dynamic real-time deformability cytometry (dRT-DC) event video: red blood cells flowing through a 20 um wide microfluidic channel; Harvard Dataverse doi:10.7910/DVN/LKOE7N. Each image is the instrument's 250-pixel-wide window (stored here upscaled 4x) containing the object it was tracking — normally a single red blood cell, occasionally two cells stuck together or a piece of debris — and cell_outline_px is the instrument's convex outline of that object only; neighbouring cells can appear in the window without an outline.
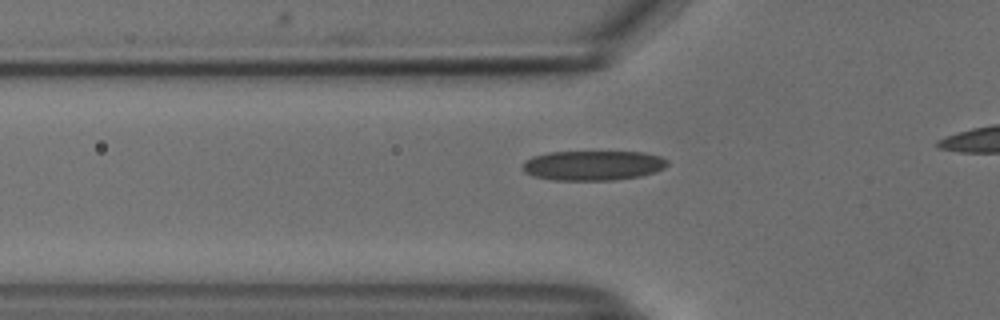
{"species": "common noctule bat (a hibernating species)", "species_latin": "Nyctalus noctula", "temperature_condition": "cold", "stored_images_in_passage": 39, "camera_frame_rate_fps": 3000, "um_per_image_px": 0.085, "animal": {"sex": "male", "body_mass_g": 18.8}, "frame": {"image": 1, "passage_image": 10, "time_ms": 3.0, "image_size_px": [1000, 320], "cell_outline_px": [[668, 164], [664, 168], [656, 172], [640, 176], [612, 180], [556, 180], [532, 176], [524, 172], [520, 168], [524, 160], [532, 156], [548, 152], [644, 152], [660, 156], [668, 160]], "centroid_in_image_um": [50.37, 14.06], "position_along_channel_um": 75.4, "area_um2": 25.37}}
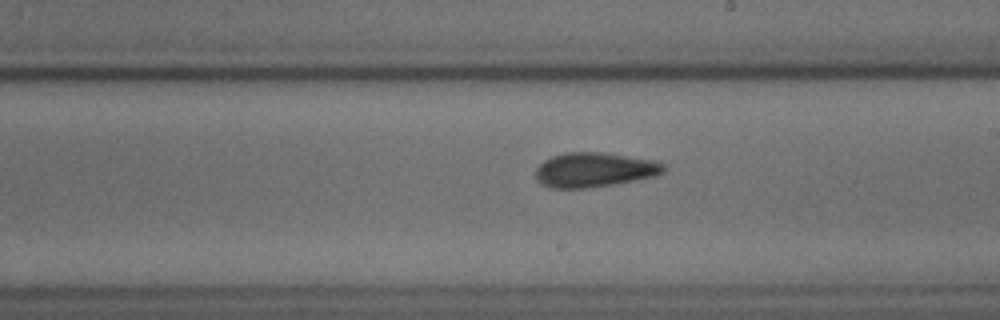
{"frame": {"image": 2, "passage_image": 23, "time_ms": 7.333, "image_size_px": [1000, 320], "cell_outline_px": [[664, 172], [656, 176], [612, 184], [584, 188], [552, 188], [544, 184], [536, 176], [536, 168], [544, 160], [552, 156], [564, 152], [604, 152], [656, 160], [664, 164]], "centroid_in_image_um": [50.55, 14.41], "position_along_channel_um": 238.5, "area_um2": 25.66}}
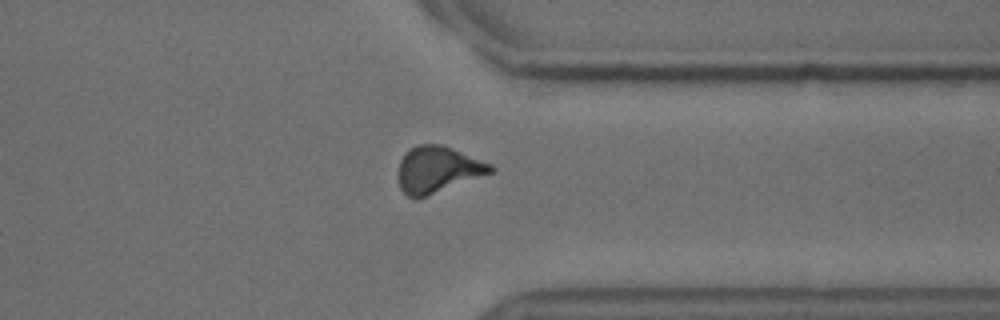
{"frame": {"image": 3, "passage_image": 34, "time_ms": 11.0, "image_size_px": [1000, 320], "cell_outline_px": [[496, 168], [492, 172], [416, 200], [408, 196], [400, 188], [400, 160], [416, 144], [444, 144], [492, 164]], "centroid_in_image_um": [37.23, 14.4], "position_along_channel_um": 374.2, "area_um2": 24.68}, "authors_computed_cell_mechanics": {"area_um2": 25.2586, "velocity_mm_per_s": 3.7453, "shape_relaxation_time_tau1_ms": 7.1813, "shape_relaxation_time_tau2_ms": 2.1325, "deformation_change_tau1": 0.1669, "deformation_change_tau2": 0.0956}}